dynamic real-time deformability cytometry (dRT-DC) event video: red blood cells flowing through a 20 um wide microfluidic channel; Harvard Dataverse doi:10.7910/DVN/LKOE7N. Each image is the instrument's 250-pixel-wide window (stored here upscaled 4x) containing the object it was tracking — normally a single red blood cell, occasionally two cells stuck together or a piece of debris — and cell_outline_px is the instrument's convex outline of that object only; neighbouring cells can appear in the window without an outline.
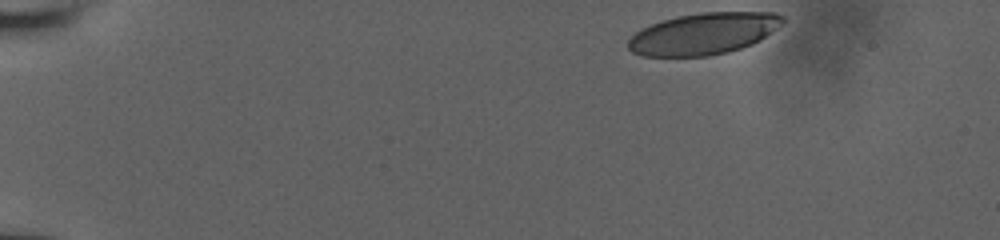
{"species": "human", "species_latin": "Homo sapiens", "temperature_condition": "room temperature", "stored_images_in_passage": 41, "camera_frame_rate_fps": 3000, "um_per_image_px": 0.085, "donor": {"sex": "male"}, "frame": {"image": 1, "passage_image": 1, "time_ms": 0.0, "image_size_px": [1000, 240], "cell_outline_px": [[780, 16], [756, 40], [748, 44], [736, 48], [720, 52], [696, 56], [652, 56], [636, 52], [628, 44], [640, 32], [656, 24], [668, 20], [684, 16], [716, 12], [752, 12]], "centroid_in_image_um": [59.67, 2.88], "position_along_channel_um": 25.3, "area_um2": 33.52}}
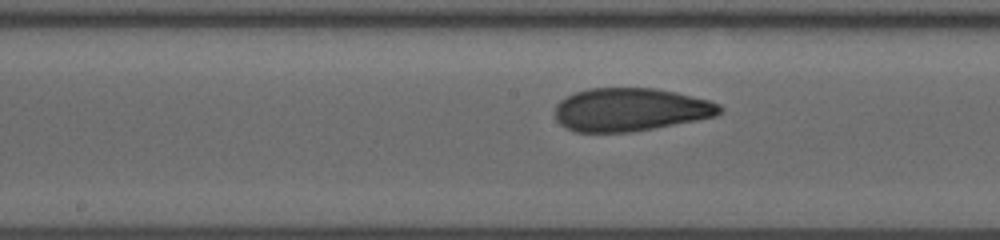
{"frame": {"image": 2, "passage_image": 23, "time_ms": 7.333, "image_size_px": [1000, 240], "cell_outline_px": [[720, 108], [716, 112], [708, 116], [644, 128], [608, 132], [584, 132], [572, 128], [564, 124], [560, 120], [560, 104], [564, 100], [580, 92], [604, 88], [636, 88], [664, 92], [704, 100], [716, 104]], "centroid_in_image_um": [53.52, 9.31], "position_along_channel_um": 194.7, "area_um2": 37.11}}
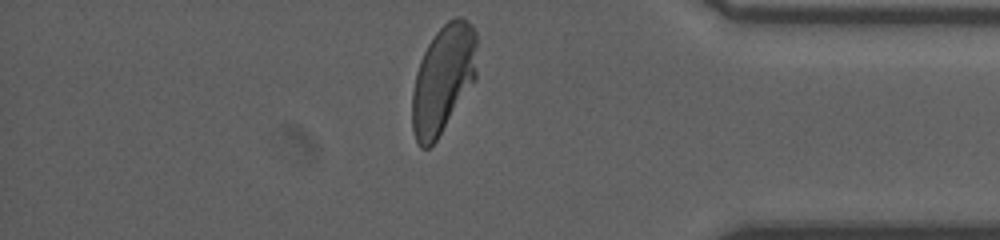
{"frame": {"image": 3, "passage_image": 40, "time_ms": 13.0, "image_size_px": [1000, 240], "cell_outline_px": [[472, 76], [440, 132], [432, 144], [428, 148], [424, 148], [420, 144], [416, 136], [412, 120], [412, 100], [416, 76], [420, 64], [432, 40], [452, 20], [460, 20], [472, 32]], "centroid_in_image_um": [37.52, 6.85], "position_along_channel_um": 397.7, "area_um2": 35.66}, "authors_computed_cell_mechanics": {"area_um2": 35.6626, "velocity_mm_per_s": 3.9372, "shape_relaxation_time_tau1_ms": 8.1042, "shape_relaxation_time_tau2_ms": 1.2737, "deformation_change_tau1": 0.2596, "deformation_change_tau2": 0.0826}}